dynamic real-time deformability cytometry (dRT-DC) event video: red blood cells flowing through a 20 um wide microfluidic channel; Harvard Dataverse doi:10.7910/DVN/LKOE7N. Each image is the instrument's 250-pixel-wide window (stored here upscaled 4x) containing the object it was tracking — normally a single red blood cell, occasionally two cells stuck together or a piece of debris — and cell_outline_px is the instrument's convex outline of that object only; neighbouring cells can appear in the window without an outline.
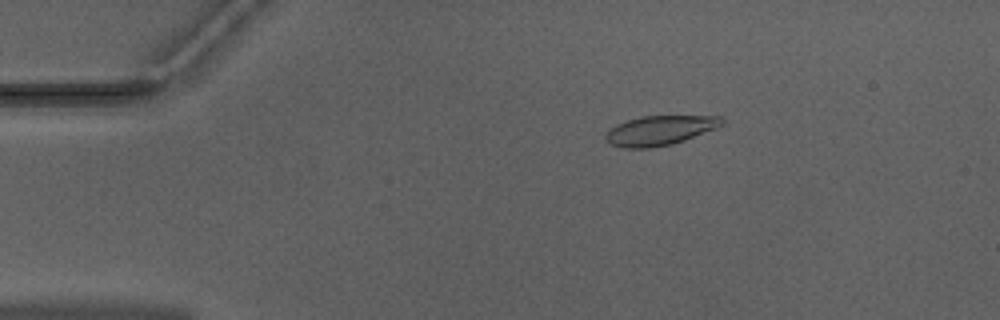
{"species": "Egyptian fruit bat (a non-hibernating species)", "species_latin": "Rousettus aegyptiacus", "temperature_condition": "warm", "stored_images_in_passage": 53, "camera_frame_rate_fps": 3000, "um_per_image_px": 0.085, "animal": {"sex": "male"}, "frame": {"image": 1, "passage_image": 10, "time_ms": 3.0, "image_size_px": [1000, 320], "cell_outline_px": [[724, 124], [716, 128], [684, 140], [672, 144], [648, 148], [624, 148], [612, 144], [604, 136], [616, 124], [640, 116], [720, 116], [724, 120]], "centroid_in_image_um": [56.11, 11.08], "position_along_channel_um": 28.9, "area_um2": 19.77}}
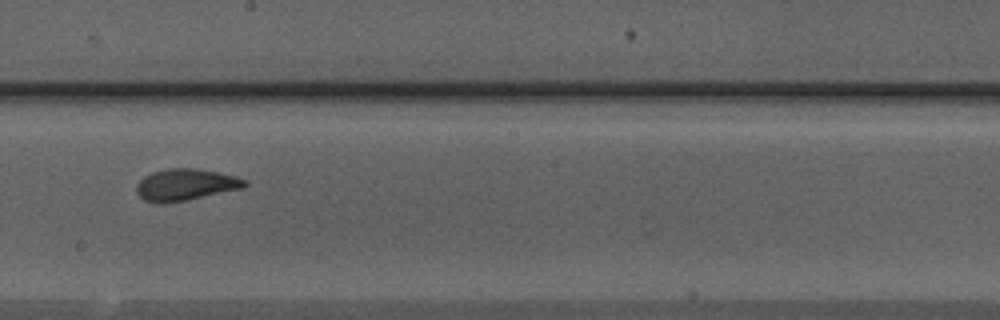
{"frame": {"image": 2, "passage_image": 30, "time_ms": 9.667, "image_size_px": [1000, 320], "cell_outline_px": [[248, 184], [244, 188], [184, 200], [160, 204], [156, 204], [144, 200], [136, 192], [136, 184], [144, 176], [152, 172], [168, 168], [196, 168], [236, 176], [248, 180]], "centroid_in_image_um": [15.76, 15.69], "position_along_channel_um": 232.4, "area_um2": 20.0}}
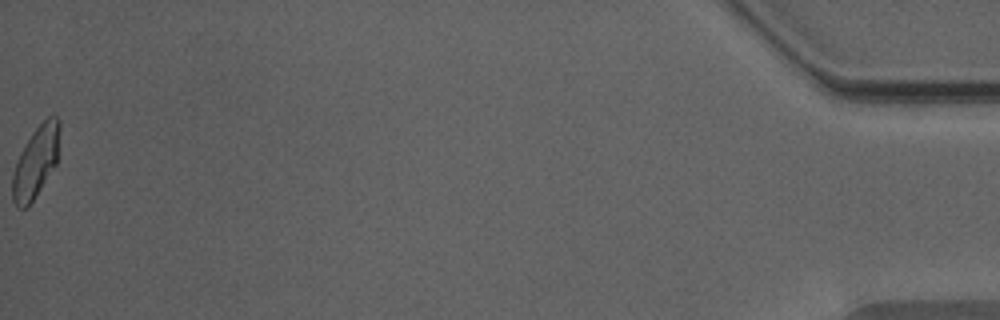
{"frame": {"image": 3, "passage_image": 53, "time_ms": 17.333, "image_size_px": [1000, 320], "cell_outline_px": [[60, 128], [56, 164], [28, 208], [16, 208], [12, 200], [12, 172], [16, 160], [20, 152], [32, 132], [48, 116], [56, 116], [60, 120]], "centroid_in_image_um": [3.02, 13.79], "position_along_channel_um": 432.2, "area_um2": 19.71}, "authors_computed_cell_mechanics": {"area_um2": 19.652, "velocity_mm_per_s": 3.9662, "shape_relaxation_time_tau1_ms": 5.4122, "shape_relaxation_time_tau2_ms": 1.2334, "deformation_change_tau1": 0.2063, "deformation_change_tau2": 0.0751}}